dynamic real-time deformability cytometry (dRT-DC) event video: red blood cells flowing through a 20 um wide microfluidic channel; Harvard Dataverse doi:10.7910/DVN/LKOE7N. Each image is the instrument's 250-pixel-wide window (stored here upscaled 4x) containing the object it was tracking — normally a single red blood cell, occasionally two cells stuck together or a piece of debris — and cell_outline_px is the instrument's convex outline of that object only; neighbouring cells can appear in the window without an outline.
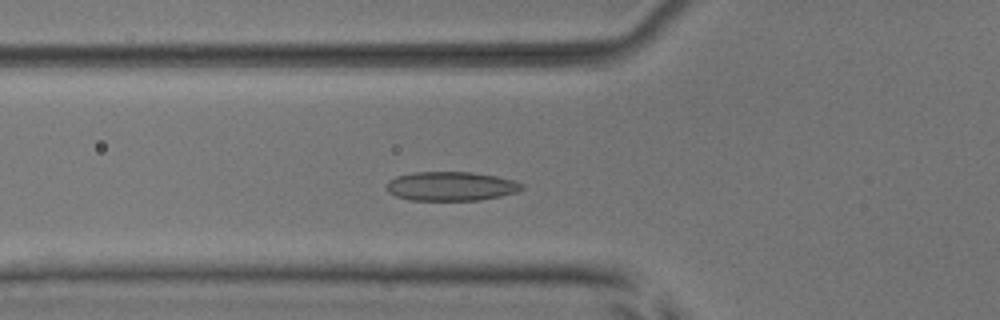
{"species": "common noctule bat (a hibernating species)", "species_latin": "Nyctalus noctula", "temperature_condition": "room temperature", "stored_images_in_passage": 39, "camera_frame_rate_fps": 3000, "um_per_image_px": 0.085, "animal": {"sex": "male", "body_mass_g": 17.9, "forearm_length_mm": 54.2}, "frame": {"image": 1, "passage_image": 16, "time_ms": 5.0, "image_size_px": [1000, 320], "cell_outline_px": [[524, 188], [516, 192], [500, 196], [480, 200], [408, 200], [396, 196], [388, 192], [384, 188], [384, 184], [388, 180], [396, 176], [412, 172], [472, 172], [496, 176], [512, 180], [524, 184]], "centroid_in_image_um": [38.27, 15.82], "position_along_channel_um": 87.5, "area_um2": 23.18}}
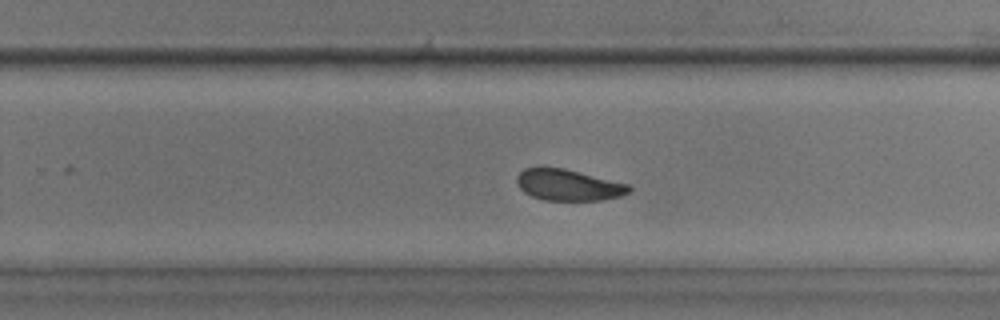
{"frame": {"image": 2, "passage_image": 31, "time_ms": 10.0, "image_size_px": [1000, 320], "cell_outline_px": [[632, 188], [628, 192], [620, 196], [600, 200], [544, 200], [532, 196], [524, 192], [520, 188], [516, 180], [516, 176], [524, 168], [540, 164], [564, 168], [628, 184]], "centroid_in_image_um": [48.23, 15.68], "position_along_channel_um": 281.6, "area_um2": 20.75}}
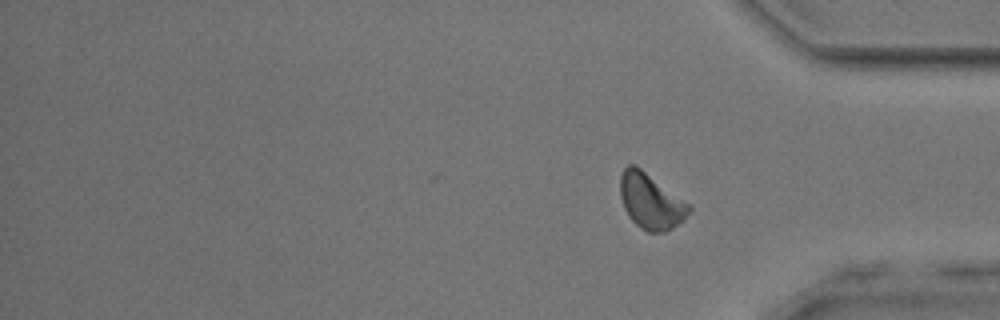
{"frame": {"image": 3, "passage_image": 39, "time_ms": 12.667, "image_size_px": [1000, 320], "cell_outline_px": [[692, 208], [684, 220], [672, 228], [664, 232], [648, 232], [640, 228], [628, 216], [624, 208], [620, 196], [620, 176], [624, 168], [628, 164], [636, 164], [692, 204]], "centroid_in_image_um": [55.34, 17.08], "position_along_channel_um": 379.9, "area_um2": 22.72}, "authors_computed_cell_mechanics": {"area_um2": 22.1374, "velocity_mm_per_s": 3.8936, "shape_relaxation_time_tau1_ms": 2.794, "shape_relaxation_time_tau2_ms": null, "deformation_change_tau1": 0.0912, "deformation_change_tau2": null}}